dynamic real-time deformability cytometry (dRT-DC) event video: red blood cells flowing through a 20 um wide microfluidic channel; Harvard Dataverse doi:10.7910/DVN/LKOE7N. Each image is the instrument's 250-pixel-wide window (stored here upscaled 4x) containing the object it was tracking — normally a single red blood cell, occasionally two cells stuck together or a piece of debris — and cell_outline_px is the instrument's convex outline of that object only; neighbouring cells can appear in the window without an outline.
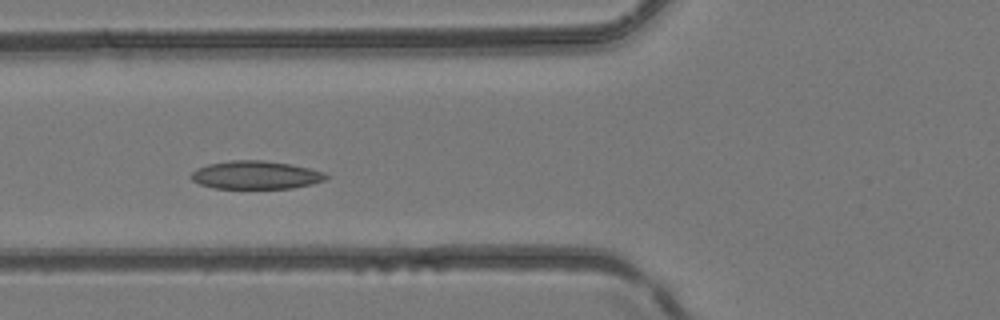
{"species": "common noctule bat (a hibernating species)", "species_latin": "Nyctalus noctula", "temperature_condition": "room temperature", "stored_images_in_passage": 5, "camera_frame_rate_fps": 3000, "um_per_image_px": 0.085, "animal": {"sex": "female", "body_mass_g": 24.6, "forearm_length_mm": 56.2}, "frame": {"image": 1, "passage_image": 5, "time_ms": 1.333, "image_size_px": [1000, 320], "cell_outline_px": [[328, 176], [324, 180], [312, 184], [292, 188], [212, 188], [200, 184], [192, 180], [188, 176], [196, 168], [208, 164], [232, 160], [264, 160], [288, 164], [308, 168], [324, 172]], "centroid_in_image_um": [21.69, 14.87], "position_along_channel_um": 104.1, "area_um2": 22.08}}